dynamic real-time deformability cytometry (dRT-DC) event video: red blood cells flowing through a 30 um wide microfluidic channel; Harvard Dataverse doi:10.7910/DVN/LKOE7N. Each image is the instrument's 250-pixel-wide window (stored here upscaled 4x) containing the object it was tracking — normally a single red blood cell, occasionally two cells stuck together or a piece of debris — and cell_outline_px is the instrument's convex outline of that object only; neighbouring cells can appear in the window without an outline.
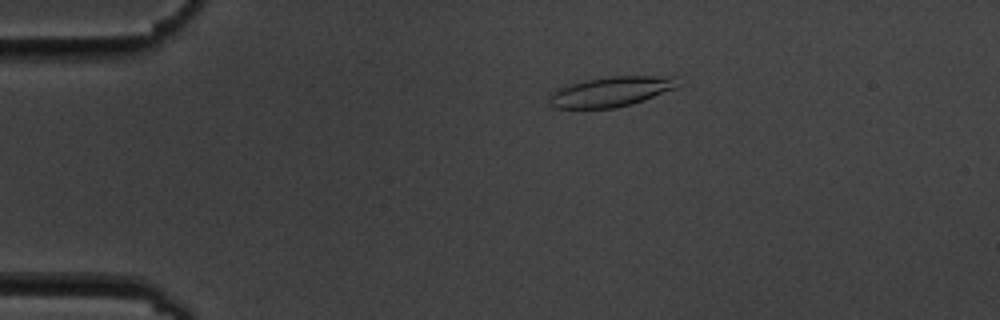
{"species": "common noctule bat (a hibernating species)", "species_latin": "Nyctalus noctula", "temperature_condition": "cold", "stored_images_in_passage": 9, "camera_frame_rate_fps": 3000, "um_per_image_px": 0.085, "animal": {"sex": "male", "body_mass_g": 19.5, "forearm_length_mm": 54.6}, "frame": {"image": 1, "passage_image": 1, "time_ms": 0.0, "image_size_px": [1000, 320], "cell_outline_px": [[676, 88], [644, 100], [632, 104], [616, 108], [556, 108], [548, 104], [548, 96], [556, 88], [564, 84], [608, 76], [676, 76]], "centroid_in_image_um": [51.85, 7.79], "position_along_channel_um": 33.1, "area_um2": 22.72}}
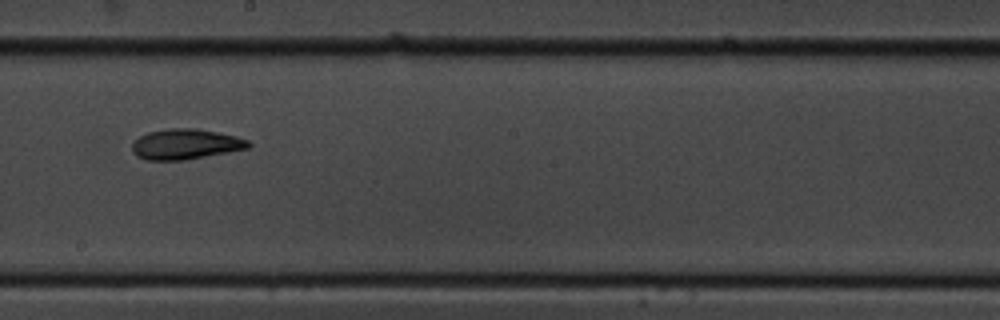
{"frame": {"image": 2, "passage_image": 7, "time_ms": 7.0, "image_size_px": [1000, 320], "cell_outline_px": [[252, 144], [248, 148], [228, 152], [184, 160], [144, 160], [136, 156], [132, 152], [132, 144], [140, 136], [148, 132], [168, 128], [196, 128], [236, 136], [248, 140]], "centroid_in_image_um": [15.75, 12.26], "position_along_channel_um": 232.4, "area_um2": 20.58}}
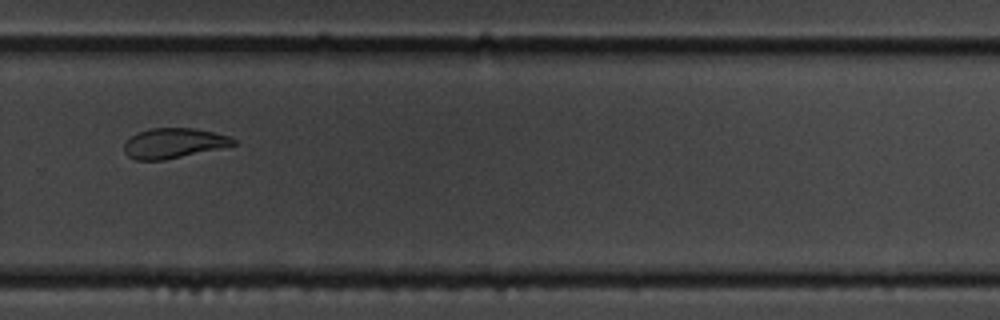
{"frame": {"image": 3, "passage_image": 9, "time_ms": 9.333, "image_size_px": [1000, 320], "cell_outline_px": [[236, 144], [220, 148], [164, 160], [136, 160], [128, 156], [124, 152], [124, 144], [136, 132], [152, 128], [192, 128], [212, 132], [228, 136], [236, 140]], "centroid_in_image_um": [14.73, 12.17], "position_along_channel_um": 315.1, "area_um2": 18.9}}